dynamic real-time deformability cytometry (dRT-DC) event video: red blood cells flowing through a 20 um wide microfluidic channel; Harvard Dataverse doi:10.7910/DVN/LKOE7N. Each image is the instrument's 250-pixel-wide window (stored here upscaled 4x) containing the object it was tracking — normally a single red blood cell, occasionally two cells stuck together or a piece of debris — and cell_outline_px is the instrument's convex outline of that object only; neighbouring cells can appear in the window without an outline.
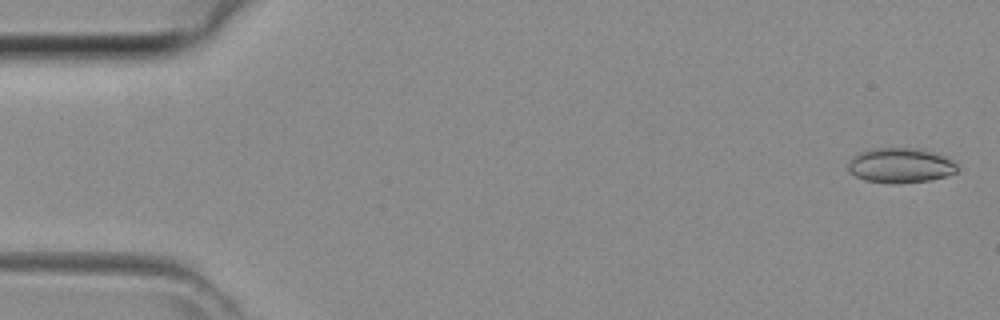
{"species": "common noctule bat (a hibernating species)", "species_latin": "Nyctalus noctula", "temperature_condition": "room temperature", "stored_images_in_passage": 42, "camera_frame_rate_fps": 3000, "um_per_image_px": 0.085, "animal": {"sex": "female", "body_mass_g": 29.2, "forearm_length_mm": 56.3}, "frame": {"image": 1, "passage_image": 1, "time_ms": 0.0, "image_size_px": [1000, 320], "cell_outline_px": [[956, 172], [944, 176], [928, 180], [892, 184], [864, 180], [848, 172], [848, 160], [852, 156], [868, 148], [920, 148], [936, 152], [952, 160], [956, 164]], "centroid_in_image_um": [76.48, 14.04], "position_along_channel_um": 8.5, "area_um2": 22.37}}
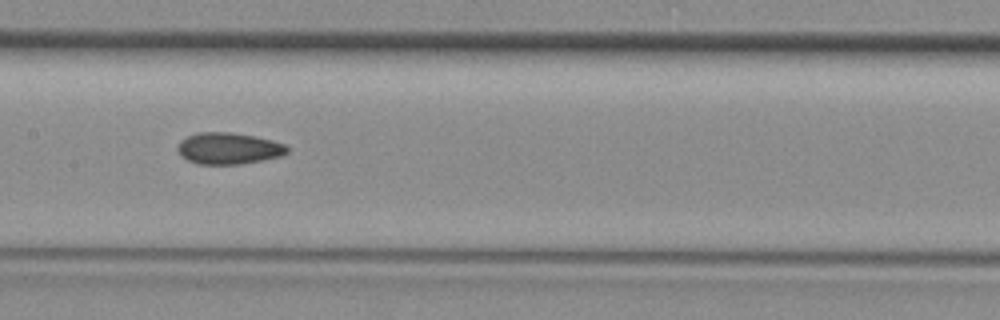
{"frame": {"image": 2, "passage_image": 21, "time_ms": 6.667, "image_size_px": [1000, 320], "cell_outline_px": [[288, 152], [280, 156], [240, 164], [200, 164], [188, 160], [180, 156], [176, 148], [180, 140], [196, 132], [232, 132], [272, 140], [284, 144], [288, 148]], "centroid_in_image_um": [19.38, 12.61], "position_along_channel_um": 188.0, "area_um2": 20.06}}
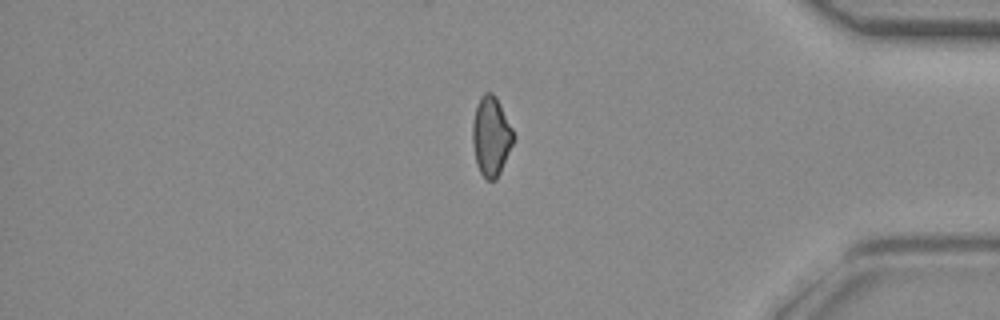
{"frame": {"image": 3, "passage_image": 36, "time_ms": 11.667, "image_size_px": [1000, 320], "cell_outline_px": [[512, 144], [500, 172], [496, 180], [488, 180], [480, 172], [476, 164], [472, 144], [472, 120], [480, 96], [484, 92], [492, 92], [496, 96], [512, 128]], "centroid_in_image_um": [41.7, 11.56], "position_along_channel_um": 393.5, "area_um2": 18.73}}